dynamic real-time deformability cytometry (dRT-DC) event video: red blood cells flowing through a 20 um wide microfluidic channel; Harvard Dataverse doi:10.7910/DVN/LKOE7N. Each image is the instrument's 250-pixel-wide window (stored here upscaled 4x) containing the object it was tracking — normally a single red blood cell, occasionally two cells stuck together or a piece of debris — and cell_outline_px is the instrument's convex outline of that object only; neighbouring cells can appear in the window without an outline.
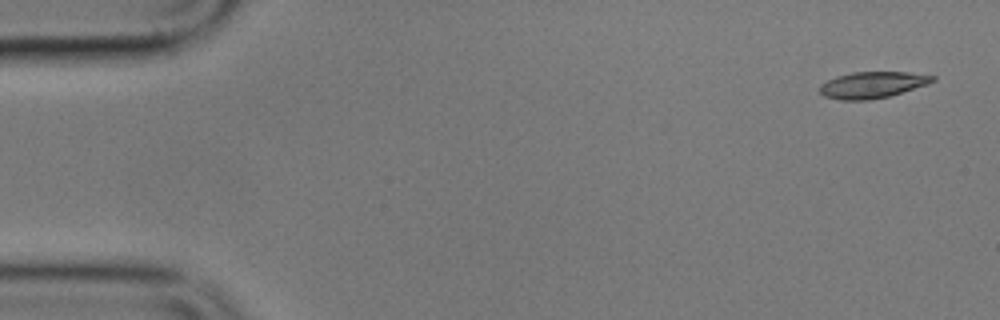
{"species": "common noctule bat (a hibernating species)", "species_latin": "Nyctalus noctula", "temperature_condition": "cold", "stored_images_in_passage": 4, "camera_frame_rate_fps": 3000, "um_per_image_px": 0.085, "animal": {"sex": "male", "body_mass_g": 17.9}, "frame": {"image": 1, "passage_image": 1, "time_ms": 0.0, "image_size_px": [1000, 320], "cell_outline_px": [[936, 80], [928, 84], [888, 96], [868, 100], [840, 100], [824, 96], [820, 92], [820, 84], [836, 76], [852, 72], [908, 72], [936, 76]], "centroid_in_image_um": [74.15, 7.21], "position_along_channel_um": 10.9, "area_um2": 17.28}}
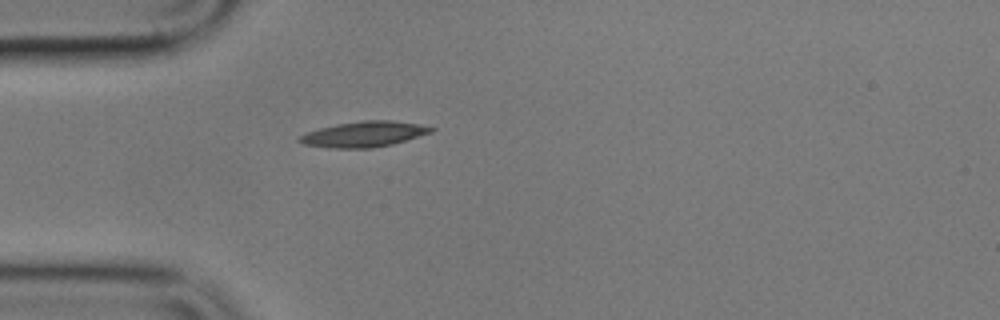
{"frame": {"image": 2, "passage_image": 4, "time_ms": 4.667, "image_size_px": [1000, 320], "cell_outline_px": [[436, 128], [432, 132], [392, 144], [372, 148], [328, 148], [304, 144], [296, 140], [300, 136], [308, 132], [320, 128], [336, 124], [364, 120], [392, 120], [416, 124]], "centroid_in_image_um": [30.91, 11.41], "position_along_channel_um": 54.1, "area_um2": 19.42}}